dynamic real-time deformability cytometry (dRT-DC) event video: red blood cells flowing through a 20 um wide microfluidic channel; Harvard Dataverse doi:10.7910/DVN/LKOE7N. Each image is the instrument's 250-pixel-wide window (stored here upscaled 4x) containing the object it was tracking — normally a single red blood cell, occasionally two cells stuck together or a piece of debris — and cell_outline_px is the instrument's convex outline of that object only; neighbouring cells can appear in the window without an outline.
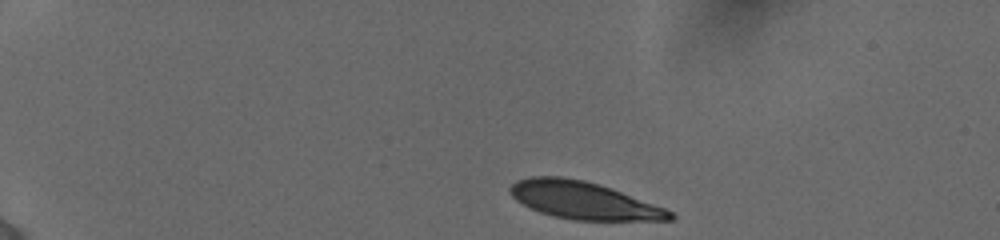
{"species": "human", "species_latin": "Homo sapiens", "temperature_condition": "cold", "stored_images_in_passage": 16, "camera_frame_rate_fps": 3000, "um_per_image_px": 0.085, "donor": {"sex": "female"}, "frame": {"image": 1, "passage_image": 1, "time_ms": 0.0, "image_size_px": [1000, 240], "cell_outline_px": [[676, 216], [672, 220], [576, 220], [552, 216], [540, 212], [516, 200], [508, 192], [508, 188], [516, 180], [528, 176], [560, 176], [584, 180], [600, 184], [612, 188], [664, 208], [672, 212]], "centroid_in_image_um": [49.57, 17.02], "position_along_channel_um": 35.4, "area_um2": 34.8}}
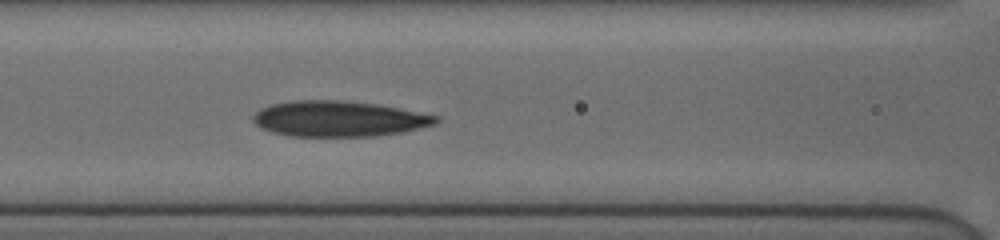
{"frame": {"image": 2, "passage_image": 14, "time_ms": 1671.667, "image_size_px": [1000, 240], "cell_outline_px": [[440, 120], [436, 124], [404, 132], [376, 136], [288, 136], [272, 132], [260, 128], [252, 120], [252, 116], [260, 108], [272, 104], [292, 100], [340, 100], [376, 104], [440, 116]], "centroid_in_image_um": [28.79, 10.1], "position_along_channel_um": 137.8, "area_um2": 38.15}}
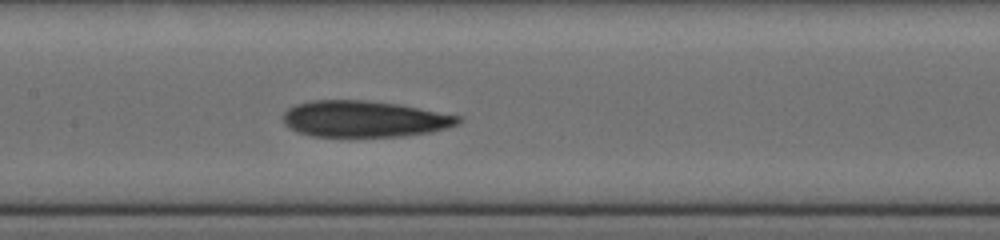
{"frame": {"image": 3, "passage_image": 16, "time_ms": 1672.667, "image_size_px": [1000, 240], "cell_outline_px": [[464, 120], [460, 124], [432, 132], [404, 136], [312, 136], [296, 132], [288, 128], [284, 124], [284, 112], [288, 108], [296, 104], [312, 100], [368, 100], [396, 104], [460, 116]], "centroid_in_image_um": [30.96, 10.11], "position_along_channel_um": 176.4, "area_um2": 37.11}}